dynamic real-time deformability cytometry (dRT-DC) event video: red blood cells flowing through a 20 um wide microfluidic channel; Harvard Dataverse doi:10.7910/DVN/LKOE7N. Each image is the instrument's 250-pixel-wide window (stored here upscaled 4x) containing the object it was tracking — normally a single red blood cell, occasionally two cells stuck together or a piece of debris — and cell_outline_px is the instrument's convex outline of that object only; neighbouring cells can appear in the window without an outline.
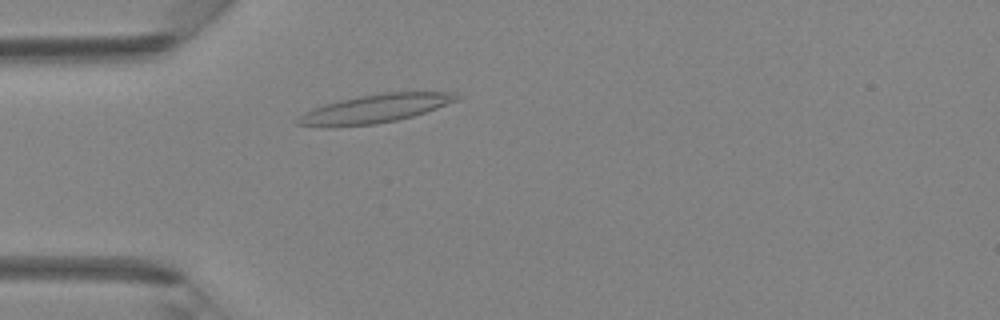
{"species": "Egyptian fruit bat (a non-hibernating species)", "species_latin": "Rousettus aegyptiacus", "temperature_condition": "room temperature", "stored_images_in_passage": 38, "camera_frame_rate_fps": 3000, "um_per_image_px": 0.085, "animal": {"sex": "female"}, "frame": {"image": 1, "passage_image": 8, "time_ms": 2.333, "image_size_px": [1000, 320], "cell_outline_px": [[464, 96], [460, 100], [412, 116], [396, 120], [376, 124], [328, 128], [296, 124], [296, 120], [304, 112], [324, 104], [340, 100], [360, 96], [384, 92], [456, 92]], "centroid_in_image_um": [31.9, 9.24], "position_along_channel_um": 53.1, "area_um2": 26.53}}
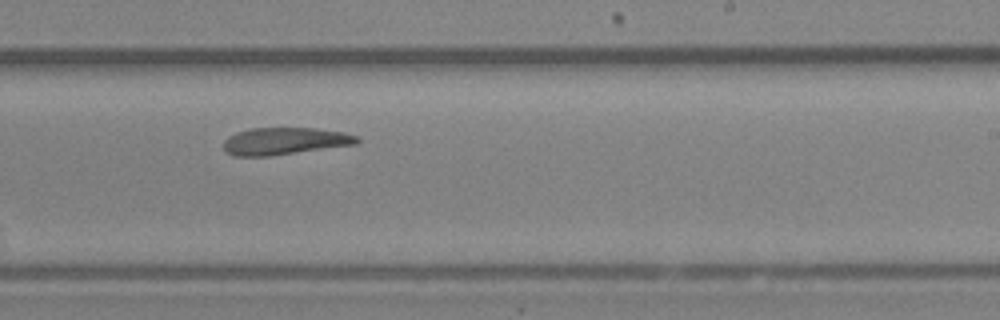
{"frame": {"image": 2, "passage_image": 22, "time_ms": 7.0, "image_size_px": [1000, 320], "cell_outline_px": [[360, 140], [356, 144], [268, 156], [232, 156], [224, 148], [224, 140], [228, 136], [236, 132], [252, 128], [316, 128], [344, 132], [356, 136]], "centroid_in_image_um": [24.18, 11.99], "position_along_channel_um": 264.8, "area_um2": 20.98}}
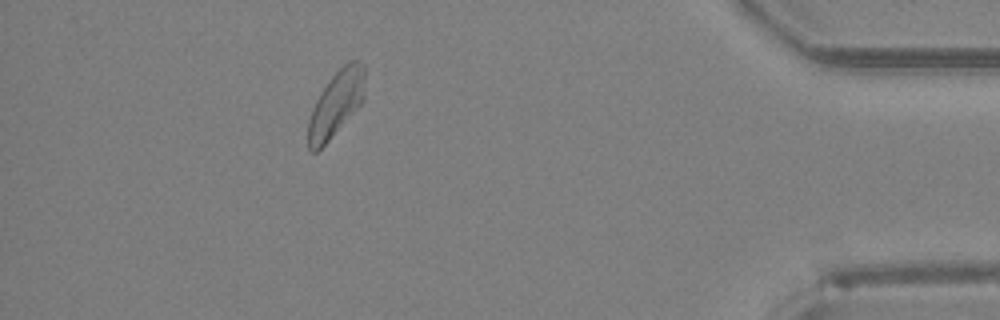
{"frame": {"image": 3, "passage_image": 34, "time_ms": 11.0, "image_size_px": [1000, 320], "cell_outline_px": [[364, 100], [328, 140], [316, 152], [312, 152], [308, 148], [308, 120], [312, 108], [320, 92], [332, 76], [348, 60], [356, 60], [364, 68]], "centroid_in_image_um": [28.54, 8.81], "position_along_channel_um": 406.7, "area_um2": 21.21}}